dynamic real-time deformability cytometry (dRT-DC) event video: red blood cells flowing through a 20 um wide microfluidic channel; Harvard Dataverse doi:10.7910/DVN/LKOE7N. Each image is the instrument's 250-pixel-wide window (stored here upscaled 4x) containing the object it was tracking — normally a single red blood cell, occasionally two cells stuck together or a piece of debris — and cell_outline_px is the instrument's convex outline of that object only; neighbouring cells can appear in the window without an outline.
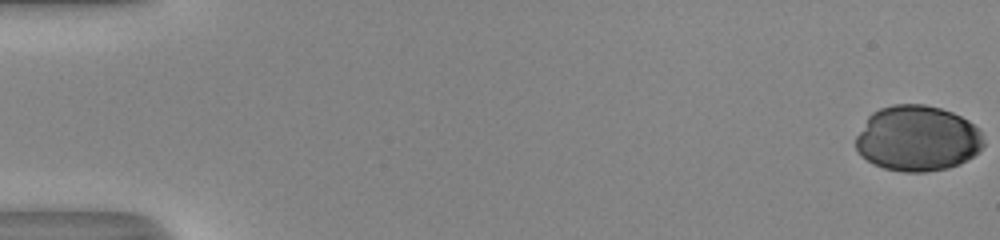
{"species": "human", "species_latin": "Homo sapiens", "temperature_condition": "room temperature", "stored_images_in_passage": 48, "camera_frame_rate_fps": 3000, "um_per_image_px": 0.085, "donor": {"sex": "male"}, "frame": {"image": 1, "passage_image": 1, "time_ms": 0.0, "image_size_px": [1000, 240], "cell_outline_px": [[984, 144], [972, 156], [960, 164], [948, 168], [924, 172], [904, 172], [884, 168], [872, 164], [856, 148], [856, 136], [868, 116], [872, 112], [880, 108], [892, 104], [924, 104], [940, 108], [952, 112], [968, 120], [980, 128], [984, 140]], "centroid_in_image_um": [77.99, 11.76], "position_along_channel_um": 7.0, "area_um2": 48.96}}
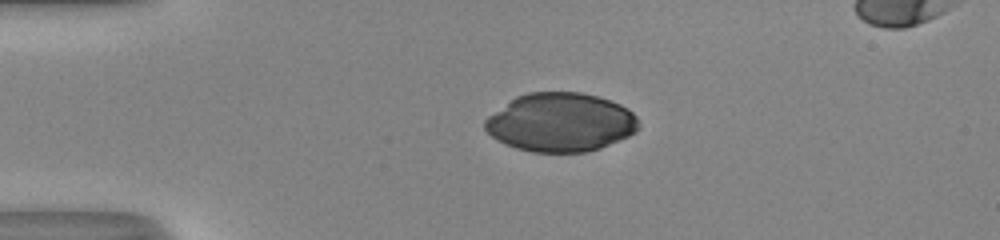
{"frame": {"image": 2, "passage_image": 14, "time_ms": 4.333, "image_size_px": [1000, 240], "cell_outline_px": [[640, 128], [636, 132], [628, 136], [600, 148], [584, 152], [532, 152], [516, 148], [504, 144], [492, 136], [484, 128], [484, 120], [488, 116], [516, 96], [528, 92], [580, 92], [596, 96], [620, 104], [628, 108], [636, 116], [640, 124]], "centroid_in_image_um": [47.65, 10.4], "position_along_channel_um": 37.3, "area_um2": 52.6}}